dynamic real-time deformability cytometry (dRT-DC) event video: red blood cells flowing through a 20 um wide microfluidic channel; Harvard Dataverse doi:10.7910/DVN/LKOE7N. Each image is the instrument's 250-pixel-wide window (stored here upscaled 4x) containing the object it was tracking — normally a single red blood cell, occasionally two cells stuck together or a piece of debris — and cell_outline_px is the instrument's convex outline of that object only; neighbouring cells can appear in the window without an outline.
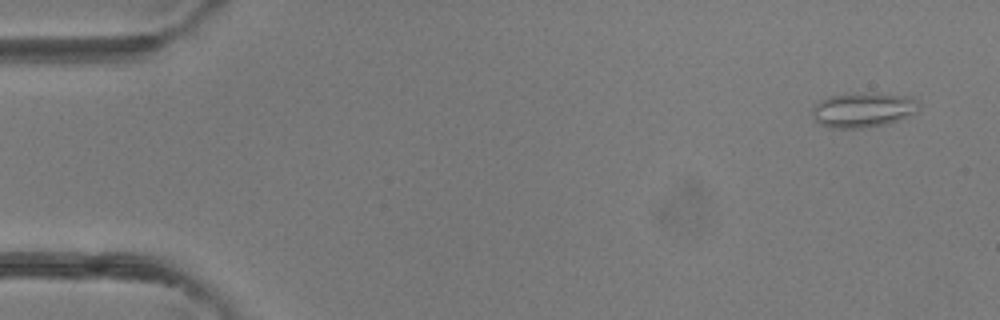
{"species": "common noctule bat (a hibernating species)", "species_latin": "Nyctalus noctula", "temperature_condition": "room temperature", "stored_images_in_passage": 3, "camera_frame_rate_fps": 3000, "um_per_image_px": 0.085, "animal": {"sex": "female"}, "frame": {"image": 1, "passage_image": 1, "time_ms": 0.0, "image_size_px": [1000, 320], "cell_outline_px": [[920, 108], [916, 112], [908, 116], [884, 124], [860, 128], [828, 128], [820, 124], [816, 120], [812, 112], [816, 104], [820, 100], [832, 96], [864, 92], [912, 96], [920, 104]], "centroid_in_image_um": [73.39, 9.33], "position_along_channel_um": 11.6, "area_um2": 21.5}}